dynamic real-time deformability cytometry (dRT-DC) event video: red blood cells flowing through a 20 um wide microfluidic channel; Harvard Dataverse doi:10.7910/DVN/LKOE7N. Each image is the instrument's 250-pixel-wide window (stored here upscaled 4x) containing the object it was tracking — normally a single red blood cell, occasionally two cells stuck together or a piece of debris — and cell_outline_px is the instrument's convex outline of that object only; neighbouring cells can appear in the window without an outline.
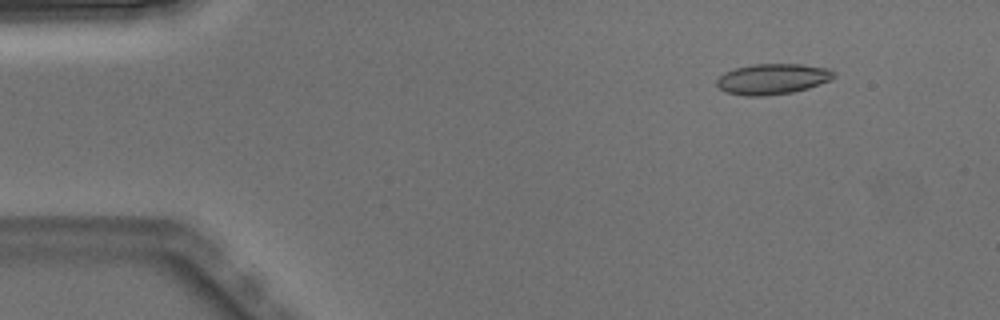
{"species": "Egyptian fruit bat (a non-hibernating species)", "species_latin": "Rousettus aegyptiacus", "temperature_condition": "warm", "stored_images_in_passage": 4, "camera_frame_rate_fps": 3000, "um_per_image_px": 0.085, "animal": {"sex": "male"}, "frame": {"image": 1, "passage_image": 2, "time_ms": 0.333, "image_size_px": [1000, 320], "cell_outline_px": [[836, 76], [828, 80], [808, 88], [792, 92], [764, 96], [744, 96], [724, 92], [716, 84], [716, 80], [724, 72], [736, 68], [752, 64], [804, 64], [828, 68], [836, 72]], "centroid_in_image_um": [65.65, 6.71], "position_along_channel_um": 19.4, "area_um2": 20.98}}